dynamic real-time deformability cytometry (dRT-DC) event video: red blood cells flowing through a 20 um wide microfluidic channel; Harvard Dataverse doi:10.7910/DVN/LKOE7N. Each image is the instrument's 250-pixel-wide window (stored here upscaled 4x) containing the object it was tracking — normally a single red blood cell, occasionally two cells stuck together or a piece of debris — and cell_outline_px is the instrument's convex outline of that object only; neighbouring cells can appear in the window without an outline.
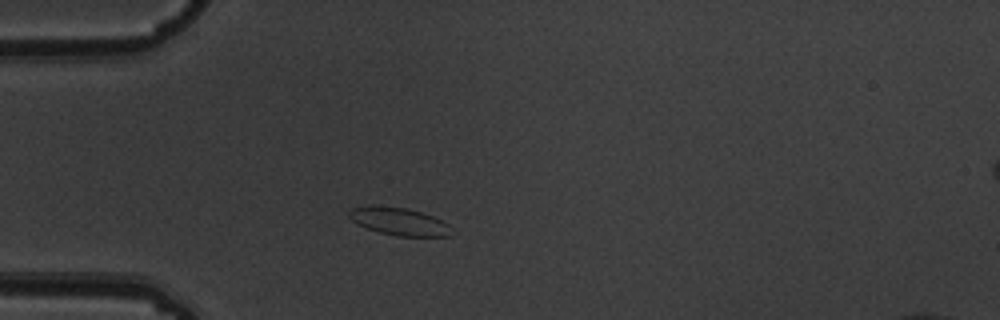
{"species": "common noctule bat (a hibernating species)", "species_latin": "Nyctalus noctula", "temperature_condition": "warm", "stored_images_in_passage": 1, "camera_frame_rate_fps": 3000, "um_per_image_px": 0.085, "animal": {"sex": "male", "body_mass_g": 19.5, "forearm_length_mm": 54.6}, "frame": {"image": 1, "passage_image": 1, "time_ms": 0.0, "image_size_px": [1000, 320], "cell_outline_px": [[456, 232], [452, 236], [396, 236], [380, 232], [356, 224], [348, 216], [348, 212], [352, 208], [372, 204], [408, 208], [444, 220]], "centroid_in_image_um": [33.96, 18.81], "position_along_channel_um": 51.0, "area_um2": 16.88}}